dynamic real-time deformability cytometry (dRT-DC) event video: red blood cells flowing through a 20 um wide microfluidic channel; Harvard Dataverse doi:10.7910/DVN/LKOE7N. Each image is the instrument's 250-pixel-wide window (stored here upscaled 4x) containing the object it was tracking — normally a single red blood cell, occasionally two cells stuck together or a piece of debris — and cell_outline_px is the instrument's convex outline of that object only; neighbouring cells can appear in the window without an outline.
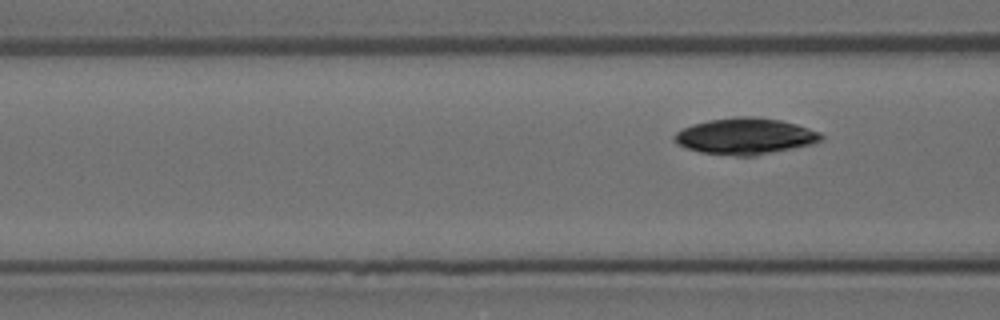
{"species": "Egyptian fruit bat (a non-hibernating species)", "species_latin": "Rousettus aegyptiacus", "temperature_condition": "room temperature", "stored_images_in_passage": 7, "segment_of_instrument_passage": [2, 2], "camera_frame_rate_fps": 3000, "um_per_image_px": 0.085, "animal": {"sex": "female"}, "frame": {"image": 1, "passage_image": 7, "time_ms": 2.0, "image_size_px": [1000, 320], "cell_outline_px": [[824, 136], [820, 140], [812, 144], [756, 156], [736, 156], [700, 152], [676, 144], [672, 140], [672, 136], [676, 132], [692, 124], [708, 120], [736, 116], [756, 116], [780, 120], [796, 124], [820, 132]], "centroid_in_image_um": [63.32, 11.57], "position_along_channel_um": 103.3, "area_um2": 31.21}}